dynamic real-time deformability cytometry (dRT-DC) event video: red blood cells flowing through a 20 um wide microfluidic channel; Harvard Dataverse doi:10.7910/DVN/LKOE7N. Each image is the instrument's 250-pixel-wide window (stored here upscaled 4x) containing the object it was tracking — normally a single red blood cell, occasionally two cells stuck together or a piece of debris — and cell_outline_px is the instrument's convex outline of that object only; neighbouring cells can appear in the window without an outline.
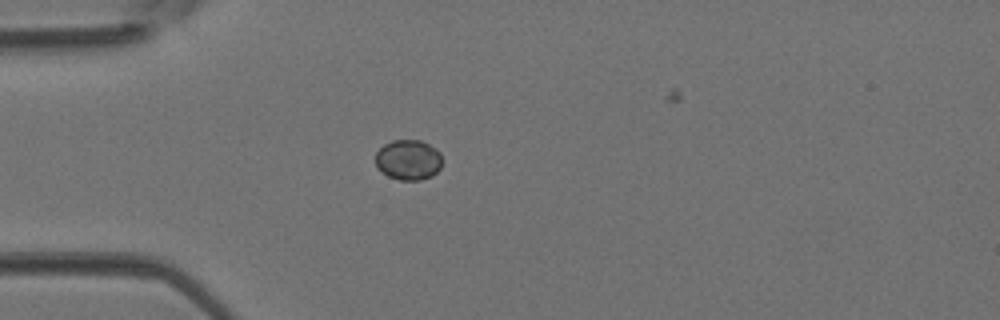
{"species": "Egyptian fruit bat (a non-hibernating species)", "species_latin": "Rousettus aegyptiacus", "temperature_condition": "room temperature", "stored_images_in_passage": 35, "camera_frame_rate_fps": 3000, "um_per_image_px": 0.085, "animal": {"sex": "female"}, "frame": {"image": 1, "passage_image": 3, "time_ms": 0.667, "image_size_px": [1000, 320], "cell_outline_px": [[440, 168], [432, 176], [420, 180], [400, 180], [388, 176], [376, 164], [376, 152], [384, 144], [392, 140], [420, 140], [436, 148], [440, 152]], "centroid_in_image_um": [34.71, 13.58], "position_along_channel_um": 50.3, "area_um2": 15.49}}
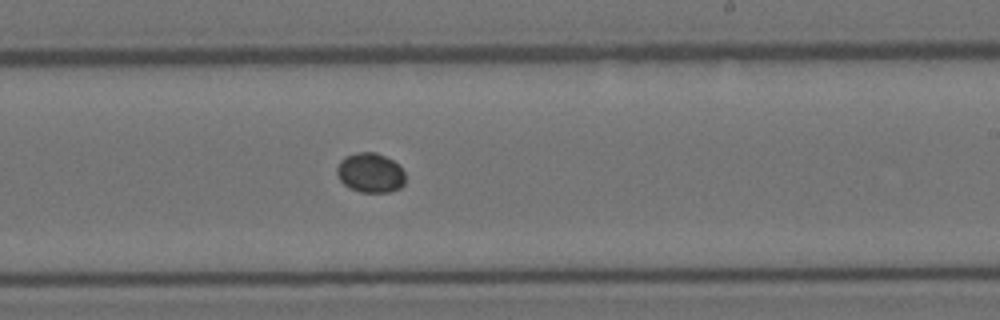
{"frame": {"image": 2, "passage_image": 17, "time_ms": 5.333, "image_size_px": [1000, 320], "cell_outline_px": [[404, 184], [400, 188], [388, 192], [360, 192], [344, 184], [340, 180], [336, 172], [336, 168], [340, 160], [344, 156], [356, 152], [376, 152], [392, 160], [404, 172]], "centroid_in_image_um": [31.45, 14.68], "position_along_channel_um": 257.6, "area_um2": 15.72}}
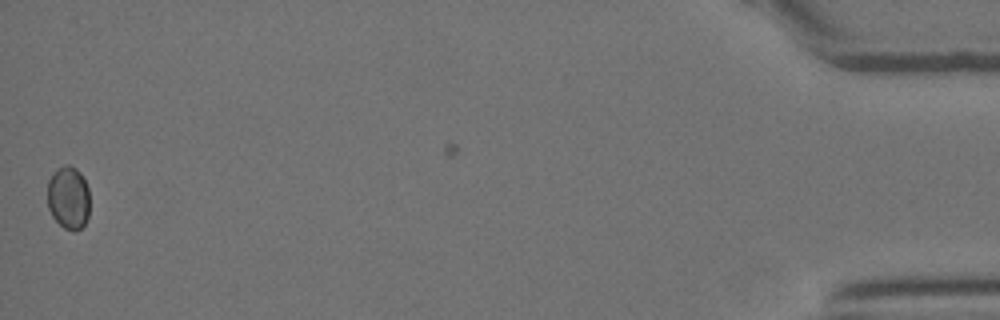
{"frame": {"image": 3, "passage_image": 34, "time_ms": 11.0, "image_size_px": [1000, 320], "cell_outline_px": [[88, 216], [84, 224], [76, 232], [72, 232], [64, 228], [52, 216], [48, 208], [48, 180], [52, 172], [56, 168], [64, 164], [68, 164], [76, 168], [80, 172], [88, 188]], "centroid_in_image_um": [5.8, 16.79], "position_along_channel_um": 429.4, "area_um2": 15.66}}